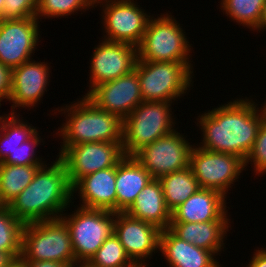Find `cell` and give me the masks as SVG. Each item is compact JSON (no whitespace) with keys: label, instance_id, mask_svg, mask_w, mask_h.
<instances>
[{"label":"cell","instance_id":"obj_1","mask_svg":"<svg viewBox=\"0 0 266 267\" xmlns=\"http://www.w3.org/2000/svg\"><path fill=\"white\" fill-rule=\"evenodd\" d=\"M246 98L230 101L199 115L197 124L201 126L203 140L200 142L202 145L199 143L197 146L245 160L264 121L258 104Z\"/></svg>","mask_w":266,"mask_h":267},{"label":"cell","instance_id":"obj_2","mask_svg":"<svg viewBox=\"0 0 266 267\" xmlns=\"http://www.w3.org/2000/svg\"><path fill=\"white\" fill-rule=\"evenodd\" d=\"M47 166L42 165L32 182L7 205L23 224L60 218L70 207L73 191L65 164L56 158Z\"/></svg>","mask_w":266,"mask_h":267},{"label":"cell","instance_id":"obj_3","mask_svg":"<svg viewBox=\"0 0 266 267\" xmlns=\"http://www.w3.org/2000/svg\"><path fill=\"white\" fill-rule=\"evenodd\" d=\"M66 121L56 133L63 143L59 155L72 145L89 142H122L123 120L97 107L85 95L81 101L58 109ZM60 132V133H59Z\"/></svg>","mask_w":266,"mask_h":267},{"label":"cell","instance_id":"obj_4","mask_svg":"<svg viewBox=\"0 0 266 267\" xmlns=\"http://www.w3.org/2000/svg\"><path fill=\"white\" fill-rule=\"evenodd\" d=\"M20 261L76 262L70 233L61 218L24 224Z\"/></svg>","mask_w":266,"mask_h":267},{"label":"cell","instance_id":"obj_5","mask_svg":"<svg viewBox=\"0 0 266 267\" xmlns=\"http://www.w3.org/2000/svg\"><path fill=\"white\" fill-rule=\"evenodd\" d=\"M173 102L143 101L123 119L122 149L133 156L145 145L174 131ZM172 116V117H171Z\"/></svg>","mask_w":266,"mask_h":267},{"label":"cell","instance_id":"obj_6","mask_svg":"<svg viewBox=\"0 0 266 267\" xmlns=\"http://www.w3.org/2000/svg\"><path fill=\"white\" fill-rule=\"evenodd\" d=\"M192 65L190 62L137 60L134 69L143 101L173 102L183 96L192 85Z\"/></svg>","mask_w":266,"mask_h":267},{"label":"cell","instance_id":"obj_7","mask_svg":"<svg viewBox=\"0 0 266 267\" xmlns=\"http://www.w3.org/2000/svg\"><path fill=\"white\" fill-rule=\"evenodd\" d=\"M150 17L142 41L137 47L138 59L142 61L191 62L192 47L179 22L168 13L157 18Z\"/></svg>","mask_w":266,"mask_h":267},{"label":"cell","instance_id":"obj_8","mask_svg":"<svg viewBox=\"0 0 266 267\" xmlns=\"http://www.w3.org/2000/svg\"><path fill=\"white\" fill-rule=\"evenodd\" d=\"M73 212L69 217L62 214L60 218L69 229L76 262L87 264L103 242L114 233L116 212L81 206Z\"/></svg>","mask_w":266,"mask_h":267},{"label":"cell","instance_id":"obj_9","mask_svg":"<svg viewBox=\"0 0 266 267\" xmlns=\"http://www.w3.org/2000/svg\"><path fill=\"white\" fill-rule=\"evenodd\" d=\"M189 166L201 188L217 190L225 197L246 169L245 160L241 157L196 146L191 150Z\"/></svg>","mask_w":266,"mask_h":267},{"label":"cell","instance_id":"obj_10","mask_svg":"<svg viewBox=\"0 0 266 267\" xmlns=\"http://www.w3.org/2000/svg\"><path fill=\"white\" fill-rule=\"evenodd\" d=\"M96 3L103 8L102 23L107 34L104 39L138 47L151 16L134 0H95Z\"/></svg>","mask_w":266,"mask_h":267},{"label":"cell","instance_id":"obj_11","mask_svg":"<svg viewBox=\"0 0 266 267\" xmlns=\"http://www.w3.org/2000/svg\"><path fill=\"white\" fill-rule=\"evenodd\" d=\"M176 129L138 150L134 158L151 174L153 179L189 167L190 153L195 145Z\"/></svg>","mask_w":266,"mask_h":267},{"label":"cell","instance_id":"obj_12","mask_svg":"<svg viewBox=\"0 0 266 267\" xmlns=\"http://www.w3.org/2000/svg\"><path fill=\"white\" fill-rule=\"evenodd\" d=\"M122 142H89L67 147L58 157L73 187L82 177L115 167L124 157Z\"/></svg>","mask_w":266,"mask_h":267},{"label":"cell","instance_id":"obj_13","mask_svg":"<svg viewBox=\"0 0 266 267\" xmlns=\"http://www.w3.org/2000/svg\"><path fill=\"white\" fill-rule=\"evenodd\" d=\"M39 20L0 19V63L11 70L32 60L39 42Z\"/></svg>","mask_w":266,"mask_h":267},{"label":"cell","instance_id":"obj_14","mask_svg":"<svg viewBox=\"0 0 266 267\" xmlns=\"http://www.w3.org/2000/svg\"><path fill=\"white\" fill-rule=\"evenodd\" d=\"M160 233L161 230L149 222L135 219L126 212L115 213L114 234L137 267L148 266L147 258L151 259L153 252L159 251Z\"/></svg>","mask_w":266,"mask_h":267},{"label":"cell","instance_id":"obj_15","mask_svg":"<svg viewBox=\"0 0 266 267\" xmlns=\"http://www.w3.org/2000/svg\"><path fill=\"white\" fill-rule=\"evenodd\" d=\"M101 41L90 61V88L87 94L95 86L131 72L138 59L137 47L133 45L105 39Z\"/></svg>","mask_w":266,"mask_h":267},{"label":"cell","instance_id":"obj_16","mask_svg":"<svg viewBox=\"0 0 266 267\" xmlns=\"http://www.w3.org/2000/svg\"><path fill=\"white\" fill-rule=\"evenodd\" d=\"M85 96L100 109L116 114L122 120L143 102L135 69L115 80L95 86Z\"/></svg>","mask_w":266,"mask_h":267},{"label":"cell","instance_id":"obj_17","mask_svg":"<svg viewBox=\"0 0 266 267\" xmlns=\"http://www.w3.org/2000/svg\"><path fill=\"white\" fill-rule=\"evenodd\" d=\"M47 64L30 60L11 70V92L8 100L13 103V110L10 113H15L14 109L17 107H34L41 100L50 82V67Z\"/></svg>","mask_w":266,"mask_h":267},{"label":"cell","instance_id":"obj_18","mask_svg":"<svg viewBox=\"0 0 266 267\" xmlns=\"http://www.w3.org/2000/svg\"><path fill=\"white\" fill-rule=\"evenodd\" d=\"M225 199L217 190L200 188L171 212V222L230 221Z\"/></svg>","mask_w":266,"mask_h":267},{"label":"cell","instance_id":"obj_19","mask_svg":"<svg viewBox=\"0 0 266 267\" xmlns=\"http://www.w3.org/2000/svg\"><path fill=\"white\" fill-rule=\"evenodd\" d=\"M116 166L82 177L73 187L78 191L81 207L116 212Z\"/></svg>","mask_w":266,"mask_h":267},{"label":"cell","instance_id":"obj_20","mask_svg":"<svg viewBox=\"0 0 266 267\" xmlns=\"http://www.w3.org/2000/svg\"><path fill=\"white\" fill-rule=\"evenodd\" d=\"M159 251L169 267H221L212 251L181 240L169 229L161 230Z\"/></svg>","mask_w":266,"mask_h":267},{"label":"cell","instance_id":"obj_21","mask_svg":"<svg viewBox=\"0 0 266 267\" xmlns=\"http://www.w3.org/2000/svg\"><path fill=\"white\" fill-rule=\"evenodd\" d=\"M152 179L134 156L125 155L116 165V212H126Z\"/></svg>","mask_w":266,"mask_h":267},{"label":"cell","instance_id":"obj_22","mask_svg":"<svg viewBox=\"0 0 266 267\" xmlns=\"http://www.w3.org/2000/svg\"><path fill=\"white\" fill-rule=\"evenodd\" d=\"M229 223L230 221L170 222L168 229L181 240L218 255L224 248Z\"/></svg>","mask_w":266,"mask_h":267},{"label":"cell","instance_id":"obj_23","mask_svg":"<svg viewBox=\"0 0 266 267\" xmlns=\"http://www.w3.org/2000/svg\"><path fill=\"white\" fill-rule=\"evenodd\" d=\"M126 213L135 219L149 222L160 230L169 228L171 211L165 204L159 179H152L144 187Z\"/></svg>","mask_w":266,"mask_h":267},{"label":"cell","instance_id":"obj_24","mask_svg":"<svg viewBox=\"0 0 266 267\" xmlns=\"http://www.w3.org/2000/svg\"><path fill=\"white\" fill-rule=\"evenodd\" d=\"M159 181L171 212L201 188L190 166L162 176Z\"/></svg>","mask_w":266,"mask_h":267},{"label":"cell","instance_id":"obj_25","mask_svg":"<svg viewBox=\"0 0 266 267\" xmlns=\"http://www.w3.org/2000/svg\"><path fill=\"white\" fill-rule=\"evenodd\" d=\"M42 165H12L0 163V203L7 206L34 179Z\"/></svg>","mask_w":266,"mask_h":267},{"label":"cell","instance_id":"obj_26","mask_svg":"<svg viewBox=\"0 0 266 267\" xmlns=\"http://www.w3.org/2000/svg\"><path fill=\"white\" fill-rule=\"evenodd\" d=\"M16 114H5L0 118V163L37 132L36 127L23 122Z\"/></svg>","mask_w":266,"mask_h":267},{"label":"cell","instance_id":"obj_27","mask_svg":"<svg viewBox=\"0 0 266 267\" xmlns=\"http://www.w3.org/2000/svg\"><path fill=\"white\" fill-rule=\"evenodd\" d=\"M23 227L8 206H0V251L10 253L16 260L21 256Z\"/></svg>","mask_w":266,"mask_h":267},{"label":"cell","instance_id":"obj_28","mask_svg":"<svg viewBox=\"0 0 266 267\" xmlns=\"http://www.w3.org/2000/svg\"><path fill=\"white\" fill-rule=\"evenodd\" d=\"M221 10L240 25L257 30L265 0H222Z\"/></svg>","mask_w":266,"mask_h":267},{"label":"cell","instance_id":"obj_29","mask_svg":"<svg viewBox=\"0 0 266 267\" xmlns=\"http://www.w3.org/2000/svg\"><path fill=\"white\" fill-rule=\"evenodd\" d=\"M86 266L137 267L127 256L124 247L114 233L103 242Z\"/></svg>","mask_w":266,"mask_h":267},{"label":"cell","instance_id":"obj_30","mask_svg":"<svg viewBox=\"0 0 266 267\" xmlns=\"http://www.w3.org/2000/svg\"><path fill=\"white\" fill-rule=\"evenodd\" d=\"M95 0H38L36 18H55L74 14L75 11H83L94 8Z\"/></svg>","mask_w":266,"mask_h":267},{"label":"cell","instance_id":"obj_31","mask_svg":"<svg viewBox=\"0 0 266 267\" xmlns=\"http://www.w3.org/2000/svg\"><path fill=\"white\" fill-rule=\"evenodd\" d=\"M41 136L37 131L29 140L25 141L2 162L12 165H44L45 163L36 155L35 148L41 143ZM36 156V157H35Z\"/></svg>","mask_w":266,"mask_h":267},{"label":"cell","instance_id":"obj_32","mask_svg":"<svg viewBox=\"0 0 266 267\" xmlns=\"http://www.w3.org/2000/svg\"><path fill=\"white\" fill-rule=\"evenodd\" d=\"M249 162L254 166L256 174H266V122L264 121L258 130L253 147L245 159V167Z\"/></svg>","mask_w":266,"mask_h":267},{"label":"cell","instance_id":"obj_33","mask_svg":"<svg viewBox=\"0 0 266 267\" xmlns=\"http://www.w3.org/2000/svg\"><path fill=\"white\" fill-rule=\"evenodd\" d=\"M38 0H4L3 19H25L36 16Z\"/></svg>","mask_w":266,"mask_h":267},{"label":"cell","instance_id":"obj_34","mask_svg":"<svg viewBox=\"0 0 266 267\" xmlns=\"http://www.w3.org/2000/svg\"><path fill=\"white\" fill-rule=\"evenodd\" d=\"M11 92V69L0 63V105L3 99H9Z\"/></svg>","mask_w":266,"mask_h":267},{"label":"cell","instance_id":"obj_35","mask_svg":"<svg viewBox=\"0 0 266 267\" xmlns=\"http://www.w3.org/2000/svg\"><path fill=\"white\" fill-rule=\"evenodd\" d=\"M246 267H266V248H258Z\"/></svg>","mask_w":266,"mask_h":267},{"label":"cell","instance_id":"obj_36","mask_svg":"<svg viewBox=\"0 0 266 267\" xmlns=\"http://www.w3.org/2000/svg\"><path fill=\"white\" fill-rule=\"evenodd\" d=\"M24 267H62L63 264L45 260V261H21Z\"/></svg>","mask_w":266,"mask_h":267},{"label":"cell","instance_id":"obj_37","mask_svg":"<svg viewBox=\"0 0 266 267\" xmlns=\"http://www.w3.org/2000/svg\"><path fill=\"white\" fill-rule=\"evenodd\" d=\"M16 259L7 252L0 251V267H9Z\"/></svg>","mask_w":266,"mask_h":267},{"label":"cell","instance_id":"obj_38","mask_svg":"<svg viewBox=\"0 0 266 267\" xmlns=\"http://www.w3.org/2000/svg\"><path fill=\"white\" fill-rule=\"evenodd\" d=\"M264 29H266V0L263 6L262 15H261V19L259 21V27L257 28V30L262 31Z\"/></svg>","mask_w":266,"mask_h":267},{"label":"cell","instance_id":"obj_39","mask_svg":"<svg viewBox=\"0 0 266 267\" xmlns=\"http://www.w3.org/2000/svg\"><path fill=\"white\" fill-rule=\"evenodd\" d=\"M62 267H87L85 263L74 262L71 264L63 265Z\"/></svg>","mask_w":266,"mask_h":267},{"label":"cell","instance_id":"obj_40","mask_svg":"<svg viewBox=\"0 0 266 267\" xmlns=\"http://www.w3.org/2000/svg\"><path fill=\"white\" fill-rule=\"evenodd\" d=\"M9 267H24V265L19 259H17Z\"/></svg>","mask_w":266,"mask_h":267},{"label":"cell","instance_id":"obj_41","mask_svg":"<svg viewBox=\"0 0 266 267\" xmlns=\"http://www.w3.org/2000/svg\"><path fill=\"white\" fill-rule=\"evenodd\" d=\"M265 104L262 106V107H260L261 109V112H262V116H263V120H264V122H266V102H264Z\"/></svg>","mask_w":266,"mask_h":267},{"label":"cell","instance_id":"obj_42","mask_svg":"<svg viewBox=\"0 0 266 267\" xmlns=\"http://www.w3.org/2000/svg\"><path fill=\"white\" fill-rule=\"evenodd\" d=\"M3 5L4 0H0V19H3Z\"/></svg>","mask_w":266,"mask_h":267}]
</instances>
